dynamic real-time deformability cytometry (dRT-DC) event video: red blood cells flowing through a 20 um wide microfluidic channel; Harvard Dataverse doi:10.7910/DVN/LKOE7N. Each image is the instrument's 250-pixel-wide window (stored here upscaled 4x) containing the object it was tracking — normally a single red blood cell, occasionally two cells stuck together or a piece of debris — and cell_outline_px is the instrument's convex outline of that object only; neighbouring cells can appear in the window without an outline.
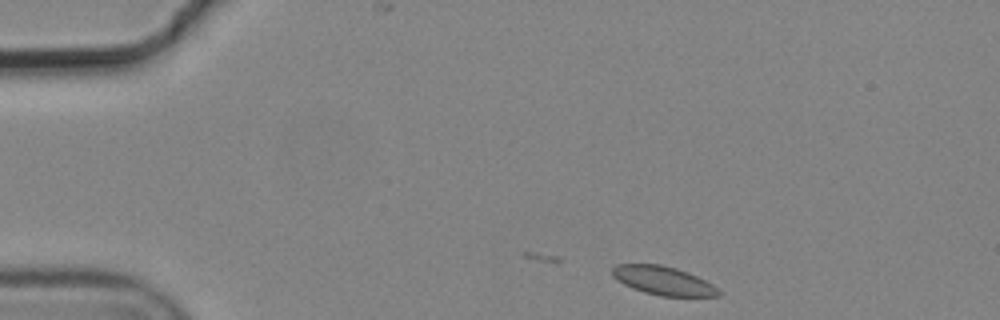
{"species": "common noctule bat (a hibernating species)", "species_latin": "Nyctalus noctula", "temperature_condition": "cold", "stored_images_in_passage": 3, "camera_frame_rate_fps": 3000, "um_per_image_px": 0.085, "animal": {"sex": "male", "body_mass_g": 19.2, "forearm_length_mm": 51.8}, "frame": {"image": 1, "passage_image": 1, "time_ms": 0.0, "image_size_px": [1000, 320], "cell_outline_px": [[720, 296], [660, 296], [644, 292], [632, 288], [624, 284], [612, 276], [612, 268], [616, 264], [660, 264], [676, 268], [688, 272], [712, 284], [720, 292]], "centroid_in_image_um": [56.35, 23.85], "position_along_channel_um": 28.7, "area_um2": 17.63}}
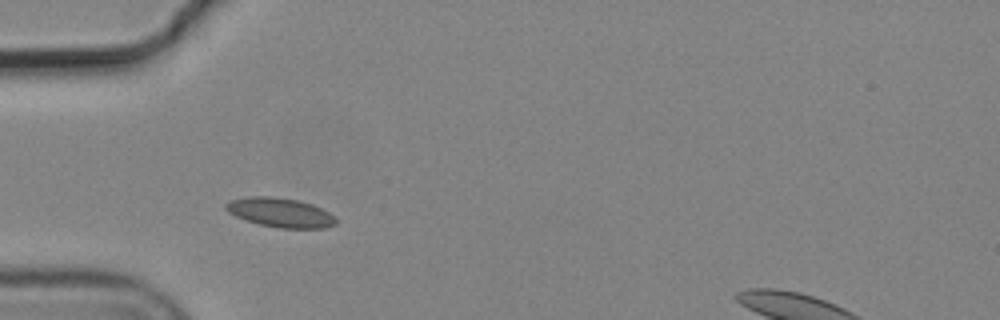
{"frame": {"image": 2, "passage_image": 3, "time_ms": 0.667, "image_size_px": [1000, 320], "cell_outline_px": [[336, 224], [324, 228], [276, 228], [244, 220], [228, 212], [224, 208], [224, 204], [228, 200], [248, 196], [272, 196], [296, 200], [312, 204], [328, 212], [336, 220]], "centroid_in_image_um": [23.76, 18.06], "position_along_channel_um": 61.2, "area_um2": 18.84}}